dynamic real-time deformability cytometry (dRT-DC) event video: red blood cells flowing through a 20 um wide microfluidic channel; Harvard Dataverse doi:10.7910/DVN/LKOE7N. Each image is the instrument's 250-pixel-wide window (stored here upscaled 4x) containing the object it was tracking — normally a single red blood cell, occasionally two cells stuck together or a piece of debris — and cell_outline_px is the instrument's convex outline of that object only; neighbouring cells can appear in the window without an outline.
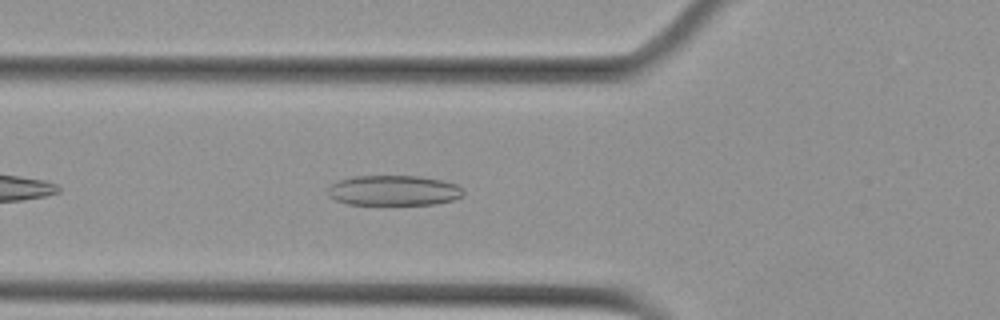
{"species": "Egyptian fruit bat (a non-hibernating species)", "species_latin": "Rousettus aegyptiacus", "temperature_condition": "cold", "stored_images_in_passage": 42, "camera_frame_rate_fps": 3000, "um_per_image_px": 0.085, "animal": {"sex": "female"}, "frame": {"image": 1, "passage_image": 6, "time_ms": 1.667, "image_size_px": [1000, 320], "cell_outline_px": [[464, 196], [452, 200], [436, 204], [348, 204], [336, 200], [328, 196], [328, 188], [332, 184], [340, 180], [352, 176], [420, 176], [440, 180], [456, 184], [464, 192]], "centroid_in_image_um": [33.46, 16.19], "position_along_channel_um": 92.3, "area_um2": 23.76}}
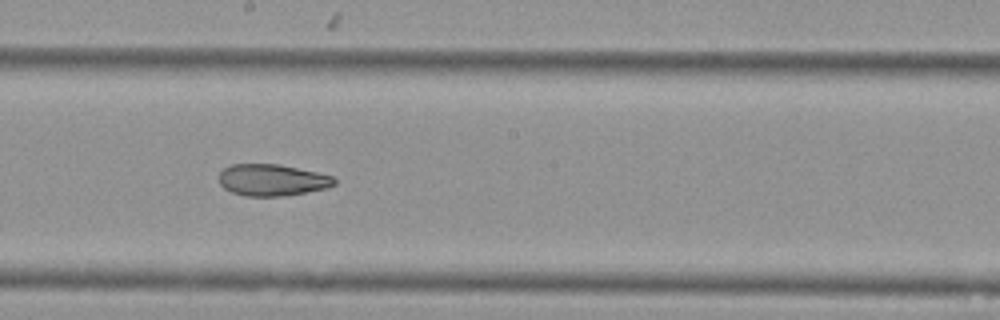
{"frame": {"image": 2, "passage_image": 17, "time_ms": 5.333, "image_size_px": [1000, 320], "cell_outline_px": [[336, 184], [328, 188], [284, 196], [244, 196], [232, 192], [224, 188], [220, 184], [220, 172], [224, 168], [232, 164], [276, 164], [336, 176]], "centroid_in_image_um": [23.16, 15.31], "position_along_channel_um": 225.0, "area_um2": 21.27}}
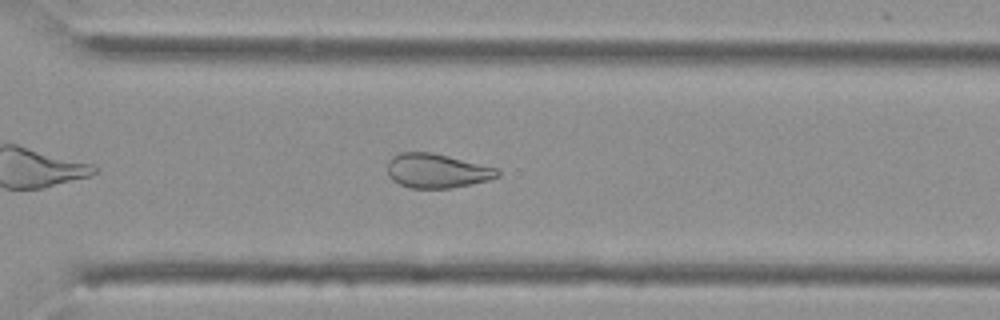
{"frame": {"image": 3, "passage_image": 26, "time_ms": 8.333, "image_size_px": [1000, 320], "cell_outline_px": [[500, 176], [488, 180], [472, 184], [448, 188], [412, 188], [400, 184], [392, 180], [388, 172], [388, 160], [392, 156], [400, 152], [432, 152], [496, 168], [500, 172]], "centroid_in_image_um": [37.12, 14.51], "position_along_channel_um": 333.5, "area_um2": 21.85}, "authors_computed_cell_mechanics": {"area_um2": 23.5535, "velocity_mm_per_s": 3.6171, "shape_relaxation_time_tau1_ms": null, "shape_relaxation_time_tau2_ms": 3.7506, "deformation_change_tau1": null, "deformation_change_tau2": 0.1026}}